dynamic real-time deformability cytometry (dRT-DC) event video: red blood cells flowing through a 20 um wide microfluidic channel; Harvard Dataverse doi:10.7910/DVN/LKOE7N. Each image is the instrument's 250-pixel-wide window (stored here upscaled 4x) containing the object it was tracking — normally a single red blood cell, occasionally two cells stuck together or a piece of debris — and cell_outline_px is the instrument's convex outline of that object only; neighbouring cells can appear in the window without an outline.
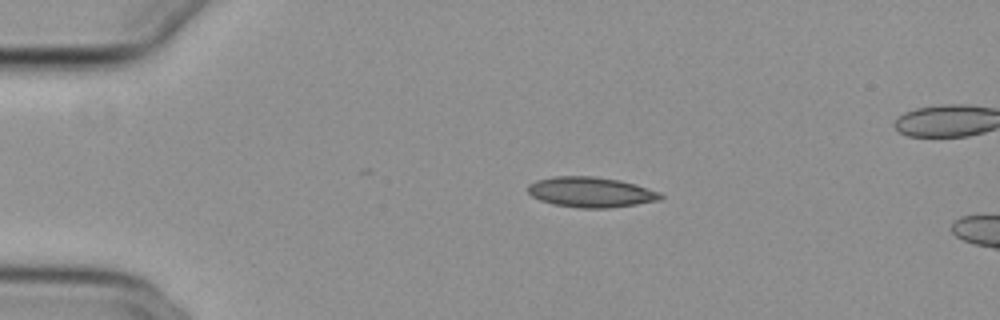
{"species": "common noctule bat (a hibernating species)", "species_latin": "Nyctalus noctula", "temperature_condition": "cold", "stored_images_in_passage": 15, "camera_frame_rate_fps": 3000, "um_per_image_px": 0.085, "animal": {"sex": "female", "body_mass_g": 29.2, "forearm_length_mm": 56.3}, "frame": {"image": 1, "passage_image": 11, "time_ms": 3.333, "image_size_px": [1000, 320], "cell_outline_px": [[664, 196], [660, 200], [636, 204], [608, 208], [580, 208], [552, 204], [540, 200], [532, 196], [528, 192], [528, 184], [536, 180], [556, 176], [592, 176], [620, 180], [636, 184], [660, 192]], "centroid_in_image_um": [50.22, 16.33], "position_along_channel_um": 34.8, "area_um2": 23.47}}